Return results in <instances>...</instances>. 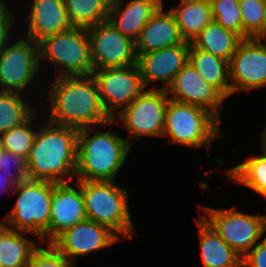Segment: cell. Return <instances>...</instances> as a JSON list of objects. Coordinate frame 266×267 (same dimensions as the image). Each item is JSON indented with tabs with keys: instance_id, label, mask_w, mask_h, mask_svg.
<instances>
[{
	"instance_id": "6da1fadb",
	"label": "cell",
	"mask_w": 266,
	"mask_h": 267,
	"mask_svg": "<svg viewBox=\"0 0 266 267\" xmlns=\"http://www.w3.org/2000/svg\"><path fill=\"white\" fill-rule=\"evenodd\" d=\"M50 86V122L77 129L115 124L103 107L92 75L56 77Z\"/></svg>"
},
{
	"instance_id": "7a4b0ae2",
	"label": "cell",
	"mask_w": 266,
	"mask_h": 267,
	"mask_svg": "<svg viewBox=\"0 0 266 267\" xmlns=\"http://www.w3.org/2000/svg\"><path fill=\"white\" fill-rule=\"evenodd\" d=\"M78 132L50 121L40 125L27 158L28 179L62 183L76 176Z\"/></svg>"
},
{
	"instance_id": "3957f363",
	"label": "cell",
	"mask_w": 266,
	"mask_h": 267,
	"mask_svg": "<svg viewBox=\"0 0 266 267\" xmlns=\"http://www.w3.org/2000/svg\"><path fill=\"white\" fill-rule=\"evenodd\" d=\"M94 128L79 129L75 175L77 180L115 181L132 146L115 131L93 133Z\"/></svg>"
},
{
	"instance_id": "277c9868",
	"label": "cell",
	"mask_w": 266,
	"mask_h": 267,
	"mask_svg": "<svg viewBox=\"0 0 266 267\" xmlns=\"http://www.w3.org/2000/svg\"><path fill=\"white\" fill-rule=\"evenodd\" d=\"M55 184L26 179L15 185L12 193L17 195V199L2 224L26 234L32 233L40 239V243L49 244L51 198Z\"/></svg>"
},
{
	"instance_id": "5b68a950",
	"label": "cell",
	"mask_w": 266,
	"mask_h": 267,
	"mask_svg": "<svg viewBox=\"0 0 266 267\" xmlns=\"http://www.w3.org/2000/svg\"><path fill=\"white\" fill-rule=\"evenodd\" d=\"M80 188L87 219L109 227L119 237L133 238L136 231L128 207V190L115 181L104 180H80Z\"/></svg>"
},
{
	"instance_id": "8992f818",
	"label": "cell",
	"mask_w": 266,
	"mask_h": 267,
	"mask_svg": "<svg viewBox=\"0 0 266 267\" xmlns=\"http://www.w3.org/2000/svg\"><path fill=\"white\" fill-rule=\"evenodd\" d=\"M220 123L206 109L169 98L163 136L169 137V144L210 149L212 142L220 136Z\"/></svg>"
},
{
	"instance_id": "52a82bcc",
	"label": "cell",
	"mask_w": 266,
	"mask_h": 267,
	"mask_svg": "<svg viewBox=\"0 0 266 267\" xmlns=\"http://www.w3.org/2000/svg\"><path fill=\"white\" fill-rule=\"evenodd\" d=\"M39 57L49 60L60 71L57 77L92 75L90 40L87 30L71 27L39 42Z\"/></svg>"
},
{
	"instance_id": "ba28073f",
	"label": "cell",
	"mask_w": 266,
	"mask_h": 267,
	"mask_svg": "<svg viewBox=\"0 0 266 267\" xmlns=\"http://www.w3.org/2000/svg\"><path fill=\"white\" fill-rule=\"evenodd\" d=\"M207 213L202 218L242 258L255 246L266 231V215L246 214L229 209L203 208Z\"/></svg>"
},
{
	"instance_id": "9c48e42d",
	"label": "cell",
	"mask_w": 266,
	"mask_h": 267,
	"mask_svg": "<svg viewBox=\"0 0 266 267\" xmlns=\"http://www.w3.org/2000/svg\"><path fill=\"white\" fill-rule=\"evenodd\" d=\"M144 90L129 106L115 117V125L120 123L126 126L129 132L128 141L132 146L143 136H163L166 118V108L169 100L164 89Z\"/></svg>"
},
{
	"instance_id": "30bf717a",
	"label": "cell",
	"mask_w": 266,
	"mask_h": 267,
	"mask_svg": "<svg viewBox=\"0 0 266 267\" xmlns=\"http://www.w3.org/2000/svg\"><path fill=\"white\" fill-rule=\"evenodd\" d=\"M92 76L97 82L103 107L112 119L145 90L137 64L94 69Z\"/></svg>"
},
{
	"instance_id": "8fae6325",
	"label": "cell",
	"mask_w": 266,
	"mask_h": 267,
	"mask_svg": "<svg viewBox=\"0 0 266 267\" xmlns=\"http://www.w3.org/2000/svg\"><path fill=\"white\" fill-rule=\"evenodd\" d=\"M39 43L20 38L0 54V91L22 93L40 70Z\"/></svg>"
},
{
	"instance_id": "7c38bea8",
	"label": "cell",
	"mask_w": 266,
	"mask_h": 267,
	"mask_svg": "<svg viewBox=\"0 0 266 267\" xmlns=\"http://www.w3.org/2000/svg\"><path fill=\"white\" fill-rule=\"evenodd\" d=\"M94 69L126 67L137 64L135 41L118 32L108 20L88 29Z\"/></svg>"
},
{
	"instance_id": "4fadbf2b",
	"label": "cell",
	"mask_w": 266,
	"mask_h": 267,
	"mask_svg": "<svg viewBox=\"0 0 266 267\" xmlns=\"http://www.w3.org/2000/svg\"><path fill=\"white\" fill-rule=\"evenodd\" d=\"M231 95L266 86V43L243 39L229 61Z\"/></svg>"
},
{
	"instance_id": "5bb4252c",
	"label": "cell",
	"mask_w": 266,
	"mask_h": 267,
	"mask_svg": "<svg viewBox=\"0 0 266 267\" xmlns=\"http://www.w3.org/2000/svg\"><path fill=\"white\" fill-rule=\"evenodd\" d=\"M120 240L109 227L86 218L65 230L51 244L76 264L75 257L108 248Z\"/></svg>"
},
{
	"instance_id": "9a60e30c",
	"label": "cell",
	"mask_w": 266,
	"mask_h": 267,
	"mask_svg": "<svg viewBox=\"0 0 266 267\" xmlns=\"http://www.w3.org/2000/svg\"><path fill=\"white\" fill-rule=\"evenodd\" d=\"M166 91L169 98L206 109L221 122L218 109L222 108L226 98L215 87L206 83L189 63L175 76Z\"/></svg>"
},
{
	"instance_id": "2e32d148",
	"label": "cell",
	"mask_w": 266,
	"mask_h": 267,
	"mask_svg": "<svg viewBox=\"0 0 266 267\" xmlns=\"http://www.w3.org/2000/svg\"><path fill=\"white\" fill-rule=\"evenodd\" d=\"M190 43L185 41L161 50L136 54L137 65L145 88L153 81L165 84L159 89L167 90L175 76L188 63Z\"/></svg>"
},
{
	"instance_id": "e0dca14e",
	"label": "cell",
	"mask_w": 266,
	"mask_h": 267,
	"mask_svg": "<svg viewBox=\"0 0 266 267\" xmlns=\"http://www.w3.org/2000/svg\"><path fill=\"white\" fill-rule=\"evenodd\" d=\"M76 187L68 182L56 183L51 198L49 244L61 233L87 218L80 180Z\"/></svg>"
},
{
	"instance_id": "ac0fdd59",
	"label": "cell",
	"mask_w": 266,
	"mask_h": 267,
	"mask_svg": "<svg viewBox=\"0 0 266 267\" xmlns=\"http://www.w3.org/2000/svg\"><path fill=\"white\" fill-rule=\"evenodd\" d=\"M29 11L25 37L34 42L72 27L63 0H33Z\"/></svg>"
},
{
	"instance_id": "d6986e66",
	"label": "cell",
	"mask_w": 266,
	"mask_h": 267,
	"mask_svg": "<svg viewBox=\"0 0 266 267\" xmlns=\"http://www.w3.org/2000/svg\"><path fill=\"white\" fill-rule=\"evenodd\" d=\"M163 4L152 15L135 40L136 54L161 50L185 42L173 13H164Z\"/></svg>"
},
{
	"instance_id": "ffe728a7",
	"label": "cell",
	"mask_w": 266,
	"mask_h": 267,
	"mask_svg": "<svg viewBox=\"0 0 266 267\" xmlns=\"http://www.w3.org/2000/svg\"><path fill=\"white\" fill-rule=\"evenodd\" d=\"M162 1L131 0L123 7L124 0H111L107 20L118 32L135 41Z\"/></svg>"
},
{
	"instance_id": "44dd1931",
	"label": "cell",
	"mask_w": 266,
	"mask_h": 267,
	"mask_svg": "<svg viewBox=\"0 0 266 267\" xmlns=\"http://www.w3.org/2000/svg\"><path fill=\"white\" fill-rule=\"evenodd\" d=\"M197 224L204 267H242V257L218 235L202 216L197 219Z\"/></svg>"
},
{
	"instance_id": "7402d4cb",
	"label": "cell",
	"mask_w": 266,
	"mask_h": 267,
	"mask_svg": "<svg viewBox=\"0 0 266 267\" xmlns=\"http://www.w3.org/2000/svg\"><path fill=\"white\" fill-rule=\"evenodd\" d=\"M188 63L206 83L215 87L225 98L230 97L231 85L228 61L214 56L210 52L198 49L190 43Z\"/></svg>"
},
{
	"instance_id": "603a6c76",
	"label": "cell",
	"mask_w": 266,
	"mask_h": 267,
	"mask_svg": "<svg viewBox=\"0 0 266 267\" xmlns=\"http://www.w3.org/2000/svg\"><path fill=\"white\" fill-rule=\"evenodd\" d=\"M170 11L175 17L182 38L189 43L214 20L211 3L181 0L179 5Z\"/></svg>"
},
{
	"instance_id": "cb8c5ba5",
	"label": "cell",
	"mask_w": 266,
	"mask_h": 267,
	"mask_svg": "<svg viewBox=\"0 0 266 267\" xmlns=\"http://www.w3.org/2000/svg\"><path fill=\"white\" fill-rule=\"evenodd\" d=\"M24 233L0 222V267L26 266L38 245L23 236Z\"/></svg>"
},
{
	"instance_id": "d4e9b609",
	"label": "cell",
	"mask_w": 266,
	"mask_h": 267,
	"mask_svg": "<svg viewBox=\"0 0 266 267\" xmlns=\"http://www.w3.org/2000/svg\"><path fill=\"white\" fill-rule=\"evenodd\" d=\"M242 40L237 33L225 29L213 20L194 38L191 44L229 62Z\"/></svg>"
},
{
	"instance_id": "484cf974",
	"label": "cell",
	"mask_w": 266,
	"mask_h": 267,
	"mask_svg": "<svg viewBox=\"0 0 266 267\" xmlns=\"http://www.w3.org/2000/svg\"><path fill=\"white\" fill-rule=\"evenodd\" d=\"M261 145L260 156L249 157L239 165L224 169L223 174L228 176L230 182L246 186L266 198V146Z\"/></svg>"
},
{
	"instance_id": "4316f807",
	"label": "cell",
	"mask_w": 266,
	"mask_h": 267,
	"mask_svg": "<svg viewBox=\"0 0 266 267\" xmlns=\"http://www.w3.org/2000/svg\"><path fill=\"white\" fill-rule=\"evenodd\" d=\"M111 0H63L72 27L88 29L106 21Z\"/></svg>"
},
{
	"instance_id": "83f0119b",
	"label": "cell",
	"mask_w": 266,
	"mask_h": 267,
	"mask_svg": "<svg viewBox=\"0 0 266 267\" xmlns=\"http://www.w3.org/2000/svg\"><path fill=\"white\" fill-rule=\"evenodd\" d=\"M22 97V93L0 91V135L21 125L38 111Z\"/></svg>"
},
{
	"instance_id": "f1b7e54d",
	"label": "cell",
	"mask_w": 266,
	"mask_h": 267,
	"mask_svg": "<svg viewBox=\"0 0 266 267\" xmlns=\"http://www.w3.org/2000/svg\"><path fill=\"white\" fill-rule=\"evenodd\" d=\"M37 117L36 112L24 123L13 127L0 135L2 146L5 151L15 153L24 158H28L33 146L37 130L32 126L33 120Z\"/></svg>"
},
{
	"instance_id": "f546056e",
	"label": "cell",
	"mask_w": 266,
	"mask_h": 267,
	"mask_svg": "<svg viewBox=\"0 0 266 267\" xmlns=\"http://www.w3.org/2000/svg\"><path fill=\"white\" fill-rule=\"evenodd\" d=\"M239 2L238 0H211V9L215 22L242 38V16Z\"/></svg>"
},
{
	"instance_id": "4dcf8cb0",
	"label": "cell",
	"mask_w": 266,
	"mask_h": 267,
	"mask_svg": "<svg viewBox=\"0 0 266 267\" xmlns=\"http://www.w3.org/2000/svg\"><path fill=\"white\" fill-rule=\"evenodd\" d=\"M242 39L252 38L262 26L264 0H241Z\"/></svg>"
},
{
	"instance_id": "1f68e13d",
	"label": "cell",
	"mask_w": 266,
	"mask_h": 267,
	"mask_svg": "<svg viewBox=\"0 0 266 267\" xmlns=\"http://www.w3.org/2000/svg\"><path fill=\"white\" fill-rule=\"evenodd\" d=\"M75 264L61 254L52 244L38 247L25 267H73Z\"/></svg>"
},
{
	"instance_id": "d6a6232c",
	"label": "cell",
	"mask_w": 266,
	"mask_h": 267,
	"mask_svg": "<svg viewBox=\"0 0 266 267\" xmlns=\"http://www.w3.org/2000/svg\"><path fill=\"white\" fill-rule=\"evenodd\" d=\"M0 170L5 173L4 177L10 179L15 185L28 179L27 159L12 152L4 150L0 154Z\"/></svg>"
},
{
	"instance_id": "836d02e7",
	"label": "cell",
	"mask_w": 266,
	"mask_h": 267,
	"mask_svg": "<svg viewBox=\"0 0 266 267\" xmlns=\"http://www.w3.org/2000/svg\"><path fill=\"white\" fill-rule=\"evenodd\" d=\"M7 2L0 0V54L4 48L11 43L10 31L16 16L12 15L8 9Z\"/></svg>"
},
{
	"instance_id": "e575fe53",
	"label": "cell",
	"mask_w": 266,
	"mask_h": 267,
	"mask_svg": "<svg viewBox=\"0 0 266 267\" xmlns=\"http://www.w3.org/2000/svg\"><path fill=\"white\" fill-rule=\"evenodd\" d=\"M242 267H266V236L242 258Z\"/></svg>"
},
{
	"instance_id": "d590c367",
	"label": "cell",
	"mask_w": 266,
	"mask_h": 267,
	"mask_svg": "<svg viewBox=\"0 0 266 267\" xmlns=\"http://www.w3.org/2000/svg\"><path fill=\"white\" fill-rule=\"evenodd\" d=\"M4 172H1L0 170V192L2 193L3 191L8 193L13 192L14 188H15V184L10 180V179H6L4 177Z\"/></svg>"
},
{
	"instance_id": "8d00e7d4",
	"label": "cell",
	"mask_w": 266,
	"mask_h": 267,
	"mask_svg": "<svg viewBox=\"0 0 266 267\" xmlns=\"http://www.w3.org/2000/svg\"><path fill=\"white\" fill-rule=\"evenodd\" d=\"M252 38L256 40L266 39V0H264V11L261 29Z\"/></svg>"
},
{
	"instance_id": "74e56055",
	"label": "cell",
	"mask_w": 266,
	"mask_h": 267,
	"mask_svg": "<svg viewBox=\"0 0 266 267\" xmlns=\"http://www.w3.org/2000/svg\"><path fill=\"white\" fill-rule=\"evenodd\" d=\"M259 137H260V140H261V144L266 146V126L262 130V132L259 134Z\"/></svg>"
},
{
	"instance_id": "f35d334b",
	"label": "cell",
	"mask_w": 266,
	"mask_h": 267,
	"mask_svg": "<svg viewBox=\"0 0 266 267\" xmlns=\"http://www.w3.org/2000/svg\"><path fill=\"white\" fill-rule=\"evenodd\" d=\"M187 1H198V2L211 3V0H187Z\"/></svg>"
},
{
	"instance_id": "ab89813d",
	"label": "cell",
	"mask_w": 266,
	"mask_h": 267,
	"mask_svg": "<svg viewBox=\"0 0 266 267\" xmlns=\"http://www.w3.org/2000/svg\"><path fill=\"white\" fill-rule=\"evenodd\" d=\"M4 151V148L2 146V141H1V137H0V154H2Z\"/></svg>"
}]
</instances>
